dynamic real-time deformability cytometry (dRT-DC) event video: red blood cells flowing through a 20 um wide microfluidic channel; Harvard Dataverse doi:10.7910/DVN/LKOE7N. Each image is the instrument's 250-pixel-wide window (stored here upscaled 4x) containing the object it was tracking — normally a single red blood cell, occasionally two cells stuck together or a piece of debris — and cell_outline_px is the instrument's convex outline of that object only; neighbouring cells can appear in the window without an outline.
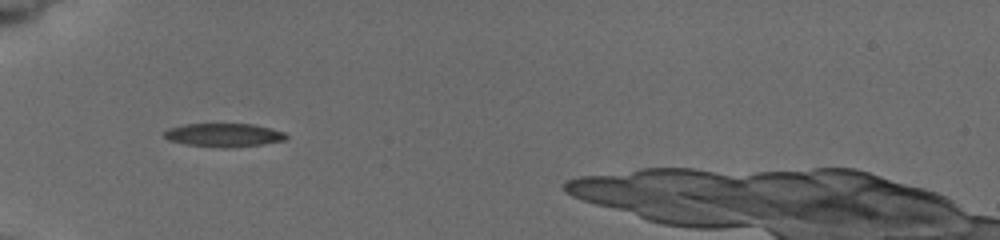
{"species": "common noctule bat (a hibernating species)", "species_latin": "Nyctalus noctula", "temperature_condition": "cold", "stored_images_in_passage": 13, "camera_frame_rate_fps": 3000, "um_per_image_px": 0.085, "animal": {"sex": "female", "body_mass_g": 19.5, "forearm_length_mm": 54.1}, "frame": {"image": 1, "passage_image": 8, "time_ms": 6.667, "image_size_px": [1000, 240], "cell_outline_px": [[288, 136], [284, 140], [260, 144], [224, 148], [184, 144], [168, 140], [164, 136], [164, 132], [168, 128], [184, 124], [252, 124], [284, 132]], "centroid_in_image_um": [18.97, 11.47], "position_along_channel_um": 66.0, "area_um2": 16.47}}
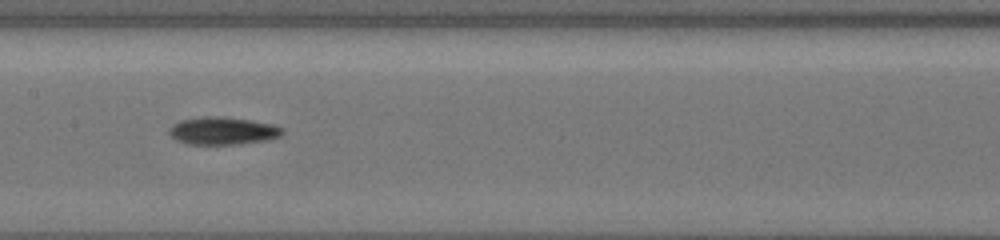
{"frame": {"image": 2, "passage_image": 11, "time_ms": 10.0, "image_size_px": [1000, 240], "cell_outline_px": [[284, 132], [280, 136], [268, 140], [236, 144], [188, 144], [176, 140], [168, 132], [168, 128], [172, 124], [180, 120], [204, 116], [220, 116], [252, 120], [272, 124], [284, 128]], "centroid_in_image_um": [18.93, 11.11], "position_along_channel_um": 188.5, "area_um2": 18.38}}
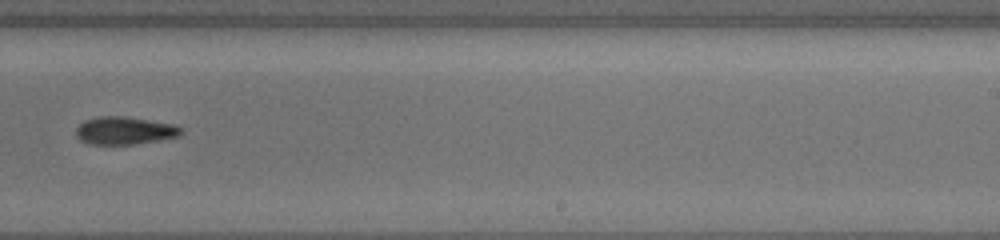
{"frame": {"image": 3, "passage_image": 13, "time_ms": 12.333, "image_size_px": [1000, 240], "cell_outline_px": [[184, 132], [180, 136], [160, 140], [132, 144], [88, 144], [80, 140], [76, 136], [76, 128], [84, 120], [100, 116], [124, 116], [172, 124], [184, 128]], "centroid_in_image_um": [10.6, 11.1], "position_along_channel_um": 278.4, "area_um2": 17.05}}